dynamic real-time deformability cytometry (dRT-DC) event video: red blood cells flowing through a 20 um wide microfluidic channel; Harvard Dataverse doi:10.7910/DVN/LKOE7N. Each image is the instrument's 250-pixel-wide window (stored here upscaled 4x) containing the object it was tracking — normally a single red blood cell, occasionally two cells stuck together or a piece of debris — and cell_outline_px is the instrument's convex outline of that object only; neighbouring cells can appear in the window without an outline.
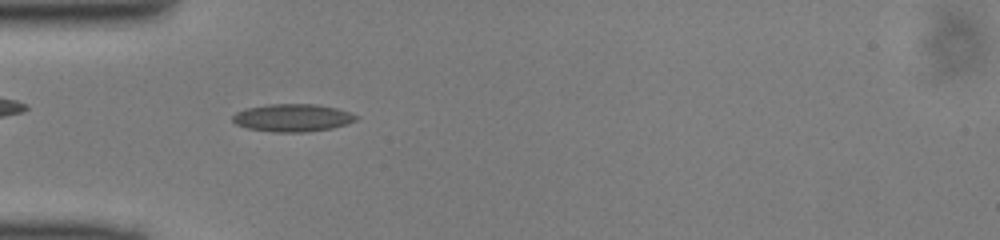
{"species": "common noctule bat (a hibernating species)", "species_latin": "Nyctalus noctula", "temperature_condition": "cold", "stored_images_in_passage": 48, "camera_frame_rate_fps": 3000, "um_per_image_px": 0.085, "animal": {"sex": "male", "body_mass_g": 13.0, "forearm_length_mm": 53.1}, "frame": {"image": 1, "passage_image": 14, "time_ms": 4.333, "image_size_px": [1000, 240], "cell_outline_px": [[360, 116], [356, 120], [348, 124], [332, 128], [308, 132], [272, 132], [248, 128], [236, 124], [232, 120], [232, 116], [236, 112], [244, 108], [268, 104], [316, 104], [336, 108]], "centroid_in_image_um": [24.86, 10.01], "position_along_channel_um": 60.1, "area_um2": 20.06}}
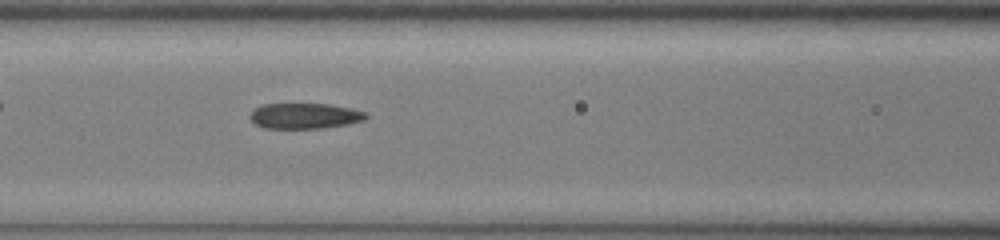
{"frame": {"image": 2, "passage_image": 20, "time_ms": 6.333, "image_size_px": [1000, 240], "cell_outline_px": [[368, 116], [364, 120], [348, 124], [324, 128], [264, 128], [256, 124], [248, 116], [256, 108], [264, 104], [328, 104], [352, 108], [364, 112]], "centroid_in_image_um": [25.91, 9.85], "position_along_channel_um": 140.7, "area_um2": 17.17}}
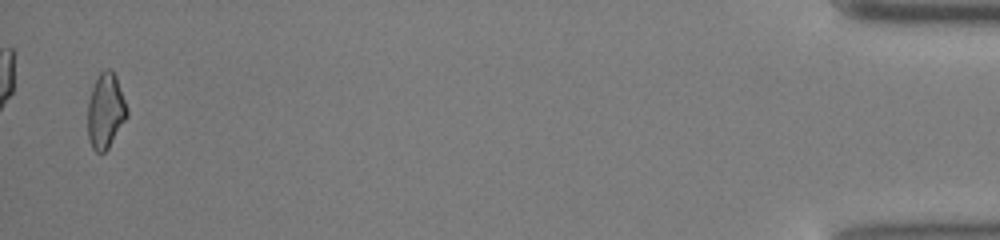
{"frame": {"image": 3, "passage_image": 47, "time_ms": 15.333, "image_size_px": [1000, 240], "cell_outline_px": [[128, 116], [108, 148], [104, 152], [96, 152], [92, 148], [88, 140], [88, 100], [92, 88], [100, 72], [104, 68], [112, 68], [116, 76], [128, 108]], "centroid_in_image_um": [8.98, 9.41], "position_along_channel_um": 426.2, "area_um2": 17.34}}